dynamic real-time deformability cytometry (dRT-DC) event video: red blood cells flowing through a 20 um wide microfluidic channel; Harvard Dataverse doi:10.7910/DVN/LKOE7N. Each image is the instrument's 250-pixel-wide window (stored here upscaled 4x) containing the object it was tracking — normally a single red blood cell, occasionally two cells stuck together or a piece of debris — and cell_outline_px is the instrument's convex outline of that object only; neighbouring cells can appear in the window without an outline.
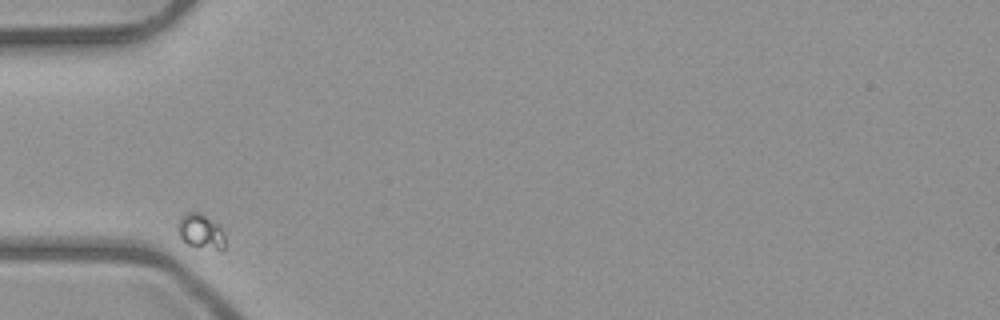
{"species": "common noctule bat (a hibernating species)", "species_latin": "Nyctalus noctula", "temperature_condition": "room temperature", "stored_images_in_passage": 2, "camera_frame_rate_fps": 3000, "um_per_image_px": 0.085, "animal": {"sex": "male", "body_mass_g": 23.1, "forearm_length_mm": 52.7}, "frame": {"image": 1, "passage_image": 1, "time_ms": 0.0, "image_size_px": [1000, 320], "cell_outline_px": [[224, 252], [220, 252], [196, 248], [188, 244], [180, 236], [176, 224], [180, 216], [184, 212], [200, 212], [220, 224], [224, 232]], "centroid_in_image_um": [17.1, 19.69], "position_along_channel_um": 67.9, "area_um2": 10.23}}